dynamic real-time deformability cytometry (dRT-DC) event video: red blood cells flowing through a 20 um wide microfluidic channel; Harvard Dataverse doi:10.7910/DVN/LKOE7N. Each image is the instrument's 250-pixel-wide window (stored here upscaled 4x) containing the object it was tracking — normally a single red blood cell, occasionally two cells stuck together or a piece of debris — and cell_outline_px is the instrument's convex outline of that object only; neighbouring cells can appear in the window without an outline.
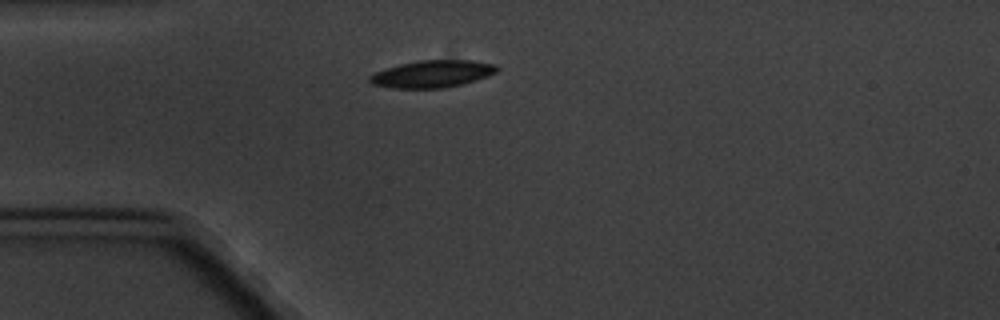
{"species": "common noctule bat (a hibernating species)", "species_latin": "Nyctalus noctula", "temperature_condition": "cold", "stored_images_in_passage": 1, "camera_frame_rate_fps": 3000, "um_per_image_px": 0.085, "animal": {"sex": "male", "body_mass_g": 20.1, "forearm_length_mm": 53.5}, "frame": {"image": 1, "passage_image": 1, "time_ms": 0.0, "image_size_px": [1000, 320], "cell_outline_px": [[500, 68], [496, 72], [488, 76], [476, 80], [444, 88], [392, 88], [372, 84], [368, 80], [368, 76], [372, 72], [384, 68], [400, 64], [420, 60], [472, 60], [496, 64]], "centroid_in_image_um": [36.72, 6.27], "position_along_channel_um": 48.3, "area_um2": 20.35}}